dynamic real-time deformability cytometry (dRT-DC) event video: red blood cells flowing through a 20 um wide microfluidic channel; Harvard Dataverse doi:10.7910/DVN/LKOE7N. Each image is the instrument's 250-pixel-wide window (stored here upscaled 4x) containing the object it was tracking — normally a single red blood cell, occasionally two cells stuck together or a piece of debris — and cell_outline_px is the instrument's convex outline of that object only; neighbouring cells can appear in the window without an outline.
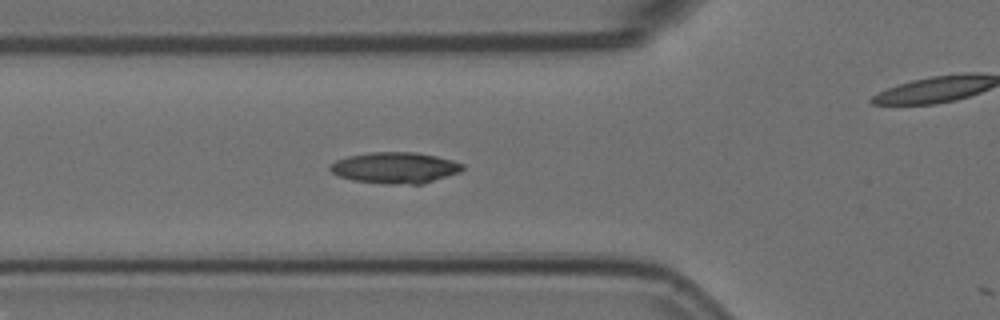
{"species": "Egyptian fruit bat (a non-hibernating species)", "species_latin": "Rousettus aegyptiacus", "temperature_condition": "room temperature", "stored_images_in_passage": 20, "camera_frame_rate_fps": 3000, "um_per_image_px": 0.085, "animal": {"sex": "female"}, "frame": {"image": 1, "passage_image": 19, "time_ms": 6.0, "image_size_px": [1000, 320], "cell_outline_px": [[464, 168], [460, 172], [424, 184], [388, 184], [352, 180], [340, 176], [332, 172], [328, 168], [336, 160], [348, 156], [372, 152], [416, 152], [436, 156], [452, 160], [464, 164]], "centroid_in_image_um": [33.61, 14.26], "position_along_channel_um": 92.2, "area_um2": 24.04}}